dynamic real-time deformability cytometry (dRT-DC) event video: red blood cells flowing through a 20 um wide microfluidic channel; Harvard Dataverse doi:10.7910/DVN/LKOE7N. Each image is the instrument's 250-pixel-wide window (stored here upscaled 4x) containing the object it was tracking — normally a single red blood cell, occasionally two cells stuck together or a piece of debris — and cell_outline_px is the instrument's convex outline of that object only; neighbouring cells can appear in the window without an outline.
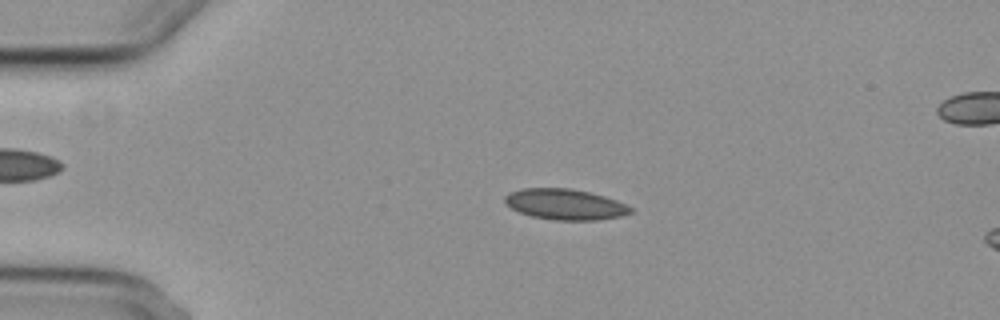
{"species": "common noctule bat (a hibernating species)", "species_latin": "Nyctalus noctula", "temperature_condition": "cold", "stored_images_in_passage": 4, "segment_of_instrument_passage": [1, 2], "camera_frame_rate_fps": 3000, "um_per_image_px": 0.085, "animal": {"sex": "female", "body_mass_g": 29.2, "forearm_length_mm": 56.3}, "frame": {"image": 1, "passage_image": 2, "time_ms": 1.333, "image_size_px": [1000, 320], "cell_outline_px": [[632, 212], [620, 216], [600, 220], [556, 220], [532, 216], [520, 212], [504, 204], [504, 196], [508, 192], [524, 188], [572, 188], [604, 196], [616, 200], [632, 208]], "centroid_in_image_um": [48.0, 17.36], "position_along_channel_um": 37.0, "area_um2": 22.48}}